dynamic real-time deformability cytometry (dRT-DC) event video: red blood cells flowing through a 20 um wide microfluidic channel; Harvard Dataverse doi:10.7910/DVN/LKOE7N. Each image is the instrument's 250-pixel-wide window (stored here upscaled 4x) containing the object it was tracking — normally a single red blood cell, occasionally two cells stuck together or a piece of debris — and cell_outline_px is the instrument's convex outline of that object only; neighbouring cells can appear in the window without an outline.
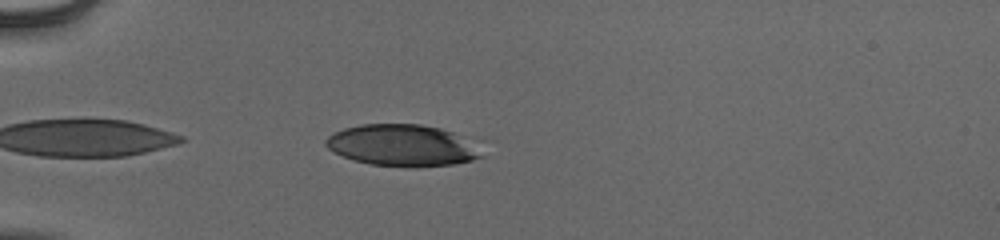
{"species": "human", "species_latin": "Homo sapiens", "temperature_condition": "cold", "stored_images_in_passage": 36, "camera_frame_rate_fps": 3000, "um_per_image_px": 0.085, "donor": {"sex": "male"}, "frame": {"image": 1, "passage_image": 2, "time_ms": 0.333, "image_size_px": [1000, 240], "cell_outline_px": [[484, 156], [472, 160], [452, 164], [416, 168], [412, 168], [372, 164], [356, 160], [344, 156], [328, 148], [324, 144], [324, 140], [328, 136], [344, 128], [360, 124], [420, 124], [440, 128], [452, 132]], "centroid_in_image_um": [34.1, 12.36], "position_along_channel_um": 50.9, "area_um2": 36.99}}
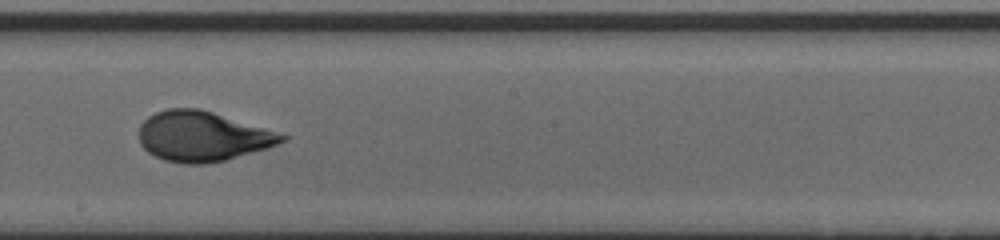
{"frame": {"image": 2, "passage_image": 18, "time_ms": 5.667, "image_size_px": [1000, 240], "cell_outline_px": [[288, 136], [284, 140], [268, 148], [224, 160], [204, 164], [184, 164], [164, 160], [148, 152], [140, 144], [140, 124], [148, 116], [156, 112], [168, 108], [200, 108], [264, 128]], "centroid_in_image_um": [17.17, 11.59], "position_along_channel_um": 231.0, "area_um2": 41.21}}
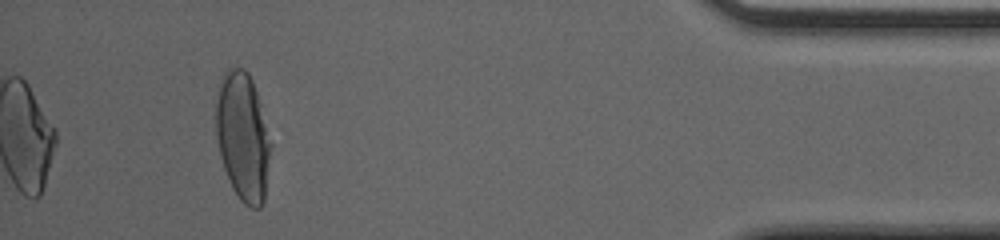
{"frame": {"image": 3, "passage_image": 36, "time_ms": 11.667, "image_size_px": [1000, 240], "cell_outline_px": [[272, 144], [264, 200], [260, 208], [252, 208], [244, 204], [240, 200], [232, 188], [224, 168], [220, 156], [216, 136], [216, 104], [220, 84], [224, 72], [228, 68], [244, 68], [248, 72], [252, 80], [260, 104]], "centroid_in_image_um": [20.65, 11.64], "position_along_channel_um": 414.6, "area_um2": 40.86}, "authors_computed_cell_mechanics": {"area_um2": 40.4311, "velocity_mm_per_s": 3.8927, "shape_relaxation_time_tau1_ms": 3.7669, "shape_relaxation_time_tau2_ms": null, "deformation_change_tau1": 0.1837, "deformation_change_tau2": null}}